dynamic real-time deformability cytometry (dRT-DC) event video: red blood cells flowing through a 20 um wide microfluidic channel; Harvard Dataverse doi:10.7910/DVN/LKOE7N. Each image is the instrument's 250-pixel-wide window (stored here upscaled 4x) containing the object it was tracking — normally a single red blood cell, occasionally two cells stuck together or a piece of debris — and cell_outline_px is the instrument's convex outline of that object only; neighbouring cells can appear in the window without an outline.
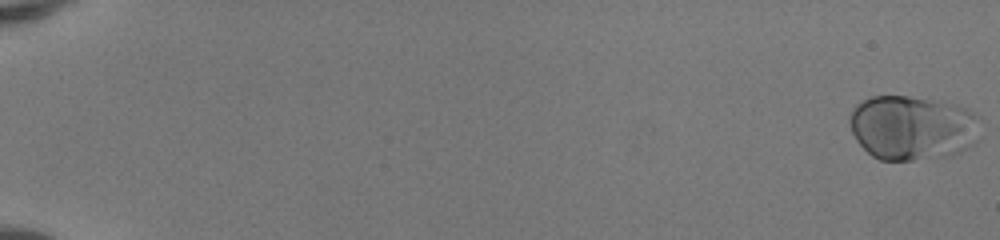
{"species": "human", "species_latin": "Homo sapiens", "temperature_condition": "room temperature", "stored_images_in_passage": 52, "camera_frame_rate_fps": 3000, "um_per_image_px": 0.085, "donor": {"sex": "female"}, "frame": {"image": 1, "passage_image": 1, "time_ms": 0.0, "image_size_px": [1000, 240], "cell_outline_px": [[980, 140], [976, 144], [960, 152], [948, 156], [912, 160], [880, 160], [872, 156], [856, 140], [852, 132], [848, 120], [852, 108], [856, 104], [872, 96], [908, 96], [940, 100], [956, 104], [968, 108], [980, 116]], "centroid_in_image_um": [77.62, 10.84], "position_along_channel_um": 7.4, "area_um2": 50.23}}
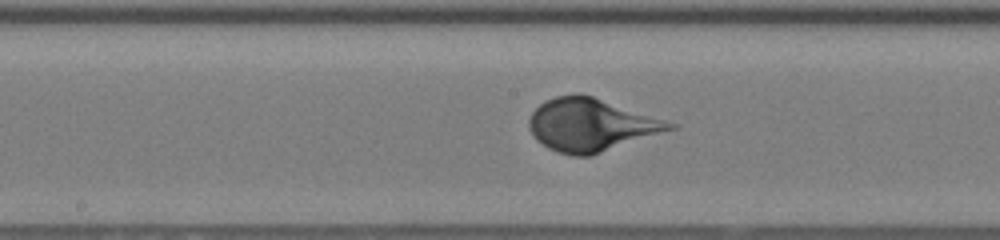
{"frame": {"image": 2, "passage_image": 30, "time_ms": 9.667, "image_size_px": [1000, 240], "cell_outline_px": [[680, 124], [676, 128], [592, 156], [572, 156], [556, 152], [548, 148], [536, 140], [532, 136], [528, 128], [528, 120], [532, 112], [544, 100], [556, 96], [580, 92]], "centroid_in_image_um": [50.22, 10.62], "position_along_channel_um": 198.0, "area_um2": 43.75}}
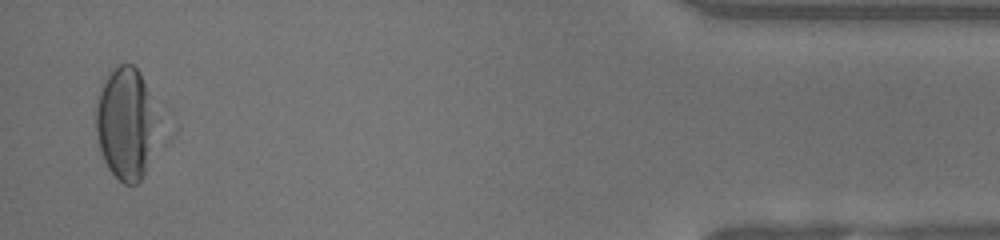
{"frame": {"image": 3, "passage_image": 51, "time_ms": 16.667, "image_size_px": [1000, 240], "cell_outline_px": [[172, 136], [144, 176], [136, 184], [124, 184], [108, 168], [104, 160], [96, 136], [96, 108], [100, 92], [108, 76], [116, 64], [132, 64], [140, 72]], "centroid_in_image_um": [10.98, 10.61], "position_along_channel_um": 424.2, "area_um2": 44.39}}